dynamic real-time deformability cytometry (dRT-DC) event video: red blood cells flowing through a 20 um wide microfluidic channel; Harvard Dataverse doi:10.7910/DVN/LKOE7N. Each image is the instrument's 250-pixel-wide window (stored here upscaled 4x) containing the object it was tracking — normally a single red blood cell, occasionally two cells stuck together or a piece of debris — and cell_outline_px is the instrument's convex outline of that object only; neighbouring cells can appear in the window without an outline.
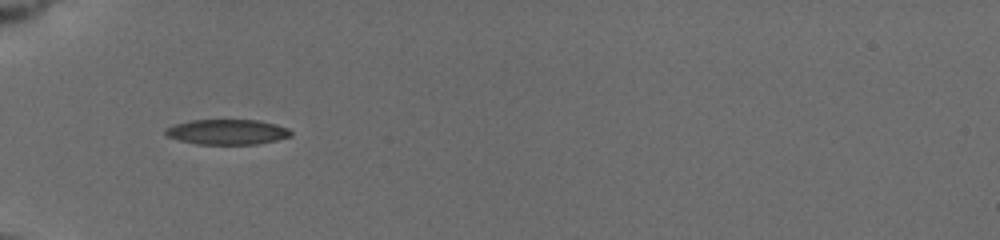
{"species": "common noctule bat (a hibernating species)", "species_latin": "Nyctalus noctula", "temperature_condition": "cold", "stored_images_in_passage": 7, "camera_frame_rate_fps": 3000, "um_per_image_px": 0.085, "animal": {"sex": "female", "body_mass_g": 19.5, "forearm_length_mm": 54.1}, "frame": {"image": 1, "passage_image": 1, "time_ms": 0.0, "image_size_px": [1000, 240], "cell_outline_px": [[292, 136], [276, 140], [256, 144], [196, 144], [180, 140], [168, 136], [164, 132], [164, 128], [176, 124], [192, 120], [256, 120], [276, 124], [288, 128], [292, 132]], "centroid_in_image_um": [19.32, 11.21], "position_along_channel_um": 65.7, "area_um2": 18.32}}
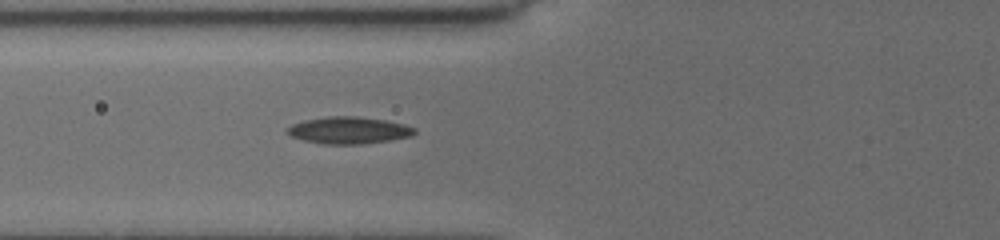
{"frame": {"image": 2, "passage_image": 4, "time_ms": 1.0, "image_size_px": [1000, 240], "cell_outline_px": [[416, 132], [412, 136], [388, 140], [360, 144], [320, 144], [288, 136], [288, 128], [292, 124], [304, 120], [324, 116], [356, 116], [388, 120], [404, 124], [416, 128]], "centroid_in_image_um": [29.64, 11.06], "position_along_channel_um": 96.2, "area_um2": 20.11}}